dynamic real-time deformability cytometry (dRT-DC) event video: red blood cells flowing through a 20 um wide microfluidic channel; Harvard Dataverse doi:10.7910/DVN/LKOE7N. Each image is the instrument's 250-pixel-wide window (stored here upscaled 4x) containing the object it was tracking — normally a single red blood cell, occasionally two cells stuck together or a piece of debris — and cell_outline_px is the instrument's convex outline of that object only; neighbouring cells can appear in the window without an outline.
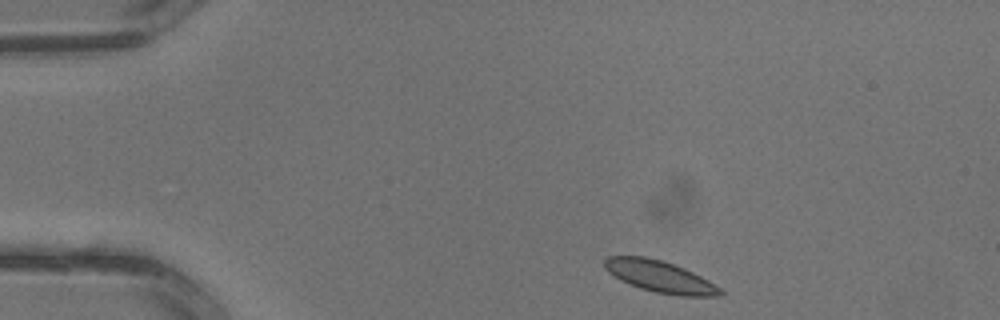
{"species": "common noctule bat (a hibernating species)", "species_latin": "Nyctalus noctula", "temperature_condition": "warm", "stored_images_in_passage": 2, "camera_frame_rate_fps": 3000, "um_per_image_px": 0.085, "animal": {"sex": "male", "body_mass_g": 13.3}, "frame": {"image": 1, "passage_image": 1, "time_ms": 0.0, "image_size_px": [1000, 320], "cell_outline_px": [[724, 296], [680, 296], [656, 292], [640, 288], [620, 280], [608, 272], [604, 268], [604, 260], [608, 256], [644, 256], [660, 260], [684, 268], [708, 280], [720, 288], [724, 292]], "centroid_in_image_um": [56.09, 23.51], "position_along_channel_um": 28.9, "area_um2": 21.21}}